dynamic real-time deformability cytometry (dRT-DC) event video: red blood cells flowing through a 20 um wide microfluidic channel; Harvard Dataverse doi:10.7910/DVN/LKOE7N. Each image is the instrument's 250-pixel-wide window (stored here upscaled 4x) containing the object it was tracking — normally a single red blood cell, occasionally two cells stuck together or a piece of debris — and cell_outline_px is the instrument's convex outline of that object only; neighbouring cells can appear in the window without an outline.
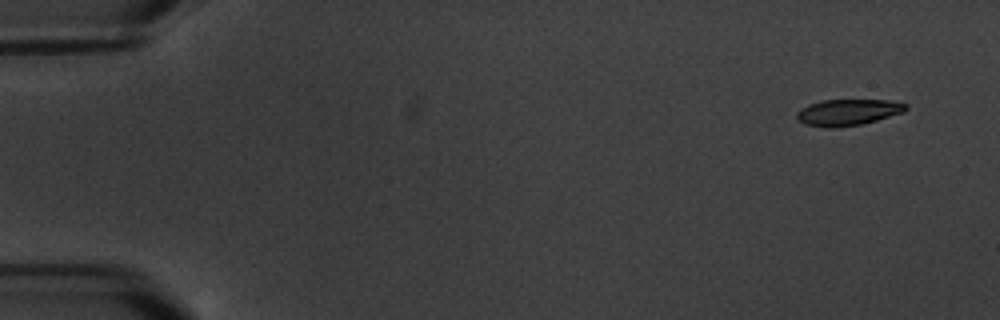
{"species": "common noctule bat (a hibernating species)", "species_latin": "Nyctalus noctula", "temperature_condition": "warm", "stored_images_in_passage": 6, "camera_frame_rate_fps": 3000, "um_per_image_px": 0.085, "animal": {"sex": "male", "body_mass_g": 20.1, "forearm_length_mm": 53.5}, "frame": {"image": 1, "passage_image": 1, "time_ms": 0.0, "image_size_px": [1000, 320], "cell_outline_px": [[908, 108], [904, 112], [876, 120], [860, 124], [836, 128], [828, 128], [804, 124], [796, 116], [796, 112], [800, 108], [808, 104], [820, 100], [888, 100], [908, 104]], "centroid_in_image_um": [72.05, 9.54], "position_along_channel_um": 12.9, "area_um2": 16.76}}
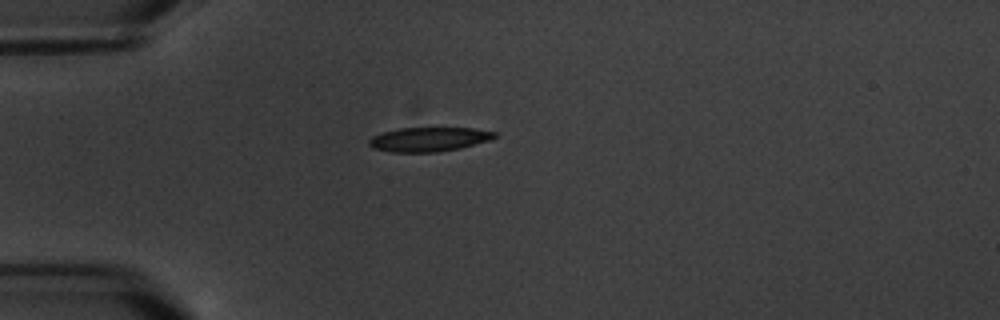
{"frame": {"image": 2, "passage_image": 4, "time_ms": 4.333, "image_size_px": [1000, 320], "cell_outline_px": [[496, 136], [492, 140], [460, 148], [436, 152], [392, 152], [372, 148], [368, 144], [368, 140], [372, 136], [384, 132], [400, 128], [472, 128], [496, 132]], "centroid_in_image_um": [36.45, 11.84], "position_along_channel_um": 48.5, "area_um2": 17.74}}